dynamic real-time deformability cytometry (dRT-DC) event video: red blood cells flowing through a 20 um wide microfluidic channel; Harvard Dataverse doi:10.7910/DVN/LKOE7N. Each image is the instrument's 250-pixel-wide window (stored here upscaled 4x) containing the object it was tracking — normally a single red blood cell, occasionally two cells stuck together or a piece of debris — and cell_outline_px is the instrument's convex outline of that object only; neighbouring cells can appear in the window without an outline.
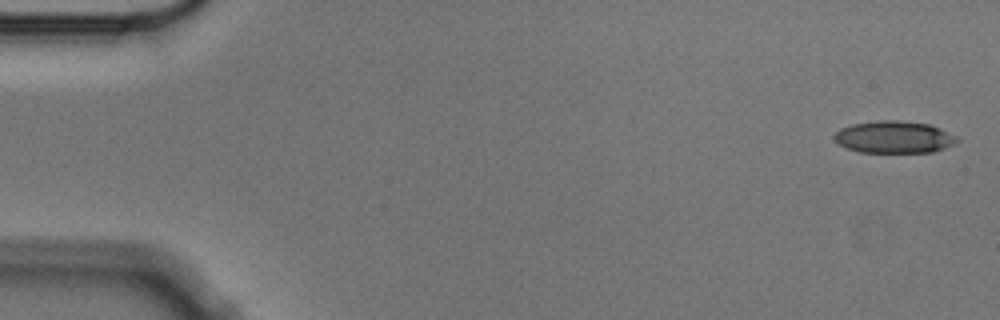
{"species": "Egyptian fruit bat (a non-hibernating species)", "species_latin": "Rousettus aegyptiacus", "temperature_condition": "cold", "stored_images_in_passage": 5, "camera_frame_rate_fps": 3000, "um_per_image_px": 0.085, "animal": {"sex": "male"}, "frame": {"image": 1, "passage_image": 1, "time_ms": 0.0, "image_size_px": [1000, 320], "cell_outline_px": [[960, 140], [956, 144], [932, 152], [860, 152], [848, 148], [832, 140], [832, 136], [840, 128], [852, 124], [880, 120], [896, 120], [928, 124], [940, 128], [956, 136]], "centroid_in_image_um": [75.99, 11.65], "position_along_channel_um": 9.0, "area_um2": 23.0}}
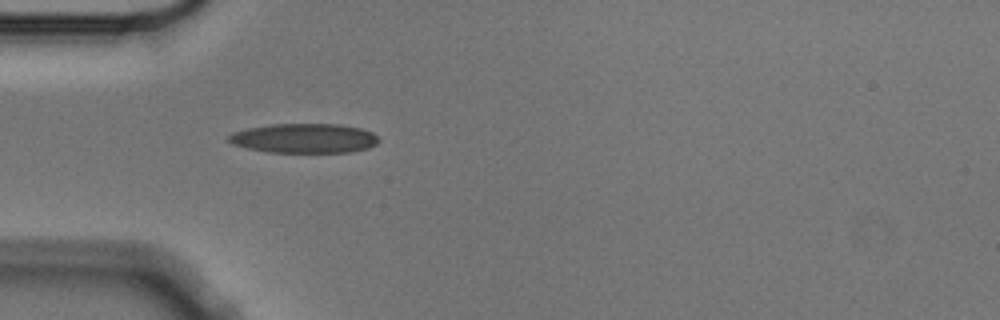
{"frame": {"image": 2, "passage_image": 5, "time_ms": 1.333, "image_size_px": [1000, 320], "cell_outline_px": [[380, 140], [376, 144], [368, 148], [348, 152], [268, 152], [248, 148], [232, 144], [228, 140], [228, 136], [232, 132], [248, 128], [272, 124], [340, 124], [360, 128], [372, 132]], "centroid_in_image_um": [25.86, 11.75], "position_along_channel_um": 59.1, "area_um2": 25.72}}